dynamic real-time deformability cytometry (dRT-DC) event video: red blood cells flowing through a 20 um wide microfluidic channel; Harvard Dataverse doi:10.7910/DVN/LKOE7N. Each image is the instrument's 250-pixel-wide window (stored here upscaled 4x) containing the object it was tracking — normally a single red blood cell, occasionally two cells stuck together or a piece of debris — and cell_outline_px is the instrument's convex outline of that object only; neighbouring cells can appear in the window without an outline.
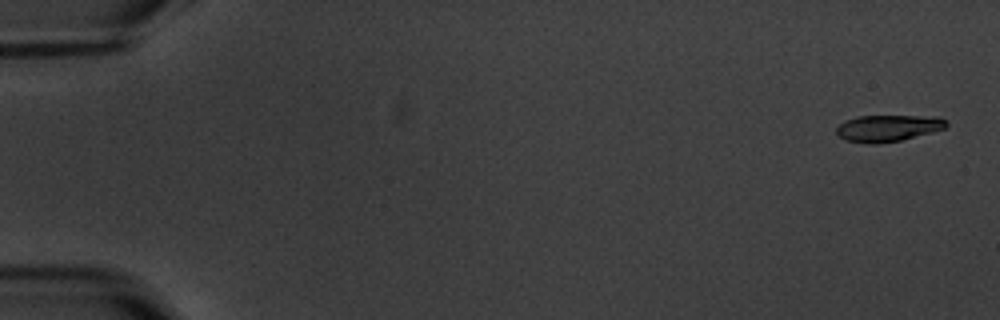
{"species": "common noctule bat (a hibernating species)", "species_latin": "Nyctalus noctula", "temperature_condition": "warm", "stored_images_in_passage": 5, "camera_frame_rate_fps": 3000, "um_per_image_px": 0.085, "animal": {"sex": "male", "body_mass_g": 20.1, "forearm_length_mm": 53.5}, "frame": {"image": 1, "passage_image": 1, "time_ms": 0.0, "image_size_px": [1000, 320], "cell_outline_px": [[948, 124], [944, 128], [932, 132], [900, 140], [876, 144], [868, 144], [844, 140], [836, 132], [836, 128], [844, 120], [856, 116], [940, 116], [948, 120]], "centroid_in_image_um": [75.48, 10.88], "position_along_channel_um": 9.5, "area_um2": 17.17}}